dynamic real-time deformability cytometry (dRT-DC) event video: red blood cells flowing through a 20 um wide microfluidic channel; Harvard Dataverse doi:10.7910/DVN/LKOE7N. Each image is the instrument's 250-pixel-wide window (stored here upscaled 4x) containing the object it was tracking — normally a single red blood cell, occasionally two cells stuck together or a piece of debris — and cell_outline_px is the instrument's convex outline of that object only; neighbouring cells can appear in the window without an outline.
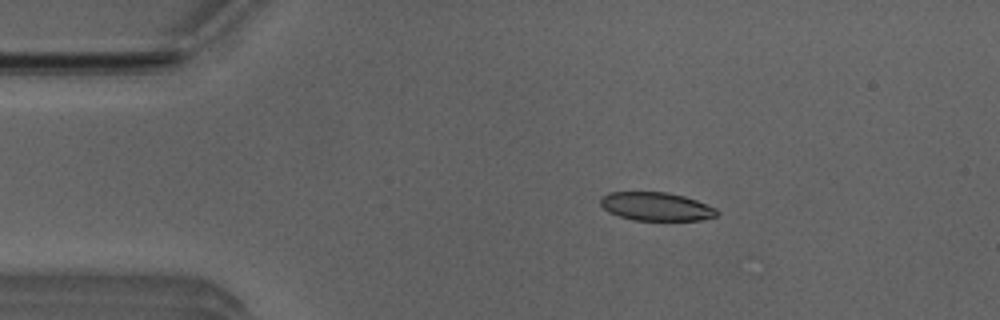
{"species": "Egyptian fruit bat (a non-hibernating species)", "species_latin": "Rousettus aegyptiacus", "temperature_condition": "room temperature", "stored_images_in_passage": 5, "camera_frame_rate_fps": 3000, "um_per_image_px": 0.085, "animal": {"sex": "male"}, "frame": {"image": 1, "passage_image": 1, "time_ms": 0.0, "image_size_px": [1000, 320], "cell_outline_px": [[720, 212], [716, 216], [700, 220], [632, 220], [608, 212], [600, 204], [600, 200], [608, 192], [668, 192], [684, 196], [696, 200], [716, 208]], "centroid_in_image_um": [55.79, 17.55], "position_along_channel_um": 29.2, "area_um2": 19.25}}